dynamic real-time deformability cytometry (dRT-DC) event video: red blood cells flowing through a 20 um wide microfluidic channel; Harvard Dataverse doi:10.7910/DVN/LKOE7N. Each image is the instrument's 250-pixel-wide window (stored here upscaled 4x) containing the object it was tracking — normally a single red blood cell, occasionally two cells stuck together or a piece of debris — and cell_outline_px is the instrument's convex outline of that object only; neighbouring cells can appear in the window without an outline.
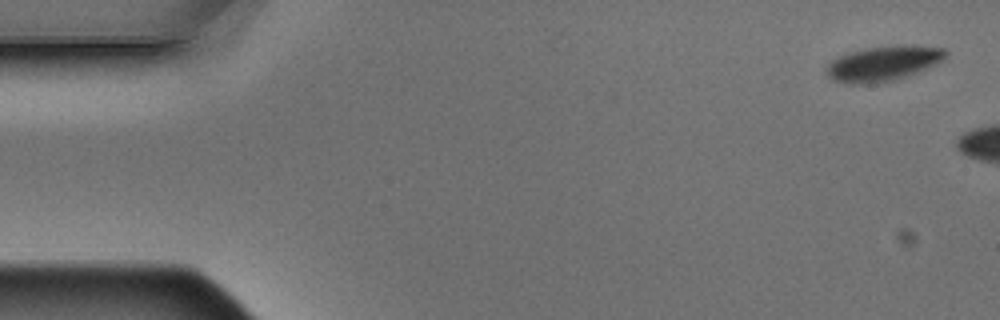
{"species": "Egyptian fruit bat (a non-hibernating species)", "species_latin": "Rousettus aegyptiacus", "temperature_condition": "warm", "stored_images_in_passage": 2, "camera_frame_rate_fps": 3000, "um_per_image_px": 0.085, "animal": {"sex": "male"}, "frame": {"image": 1, "passage_image": 1, "time_ms": 0.0, "image_size_px": [1000, 320], "cell_outline_px": [[948, 52], [936, 64], [896, 80], [868, 84], [848, 84], [832, 80], [828, 76], [824, 68], [832, 60], [848, 52], [868, 48], [896, 44], [912, 44], [944, 48]], "centroid_in_image_um": [75.05, 5.38], "position_along_channel_um": 10.0, "area_um2": 24.51}}